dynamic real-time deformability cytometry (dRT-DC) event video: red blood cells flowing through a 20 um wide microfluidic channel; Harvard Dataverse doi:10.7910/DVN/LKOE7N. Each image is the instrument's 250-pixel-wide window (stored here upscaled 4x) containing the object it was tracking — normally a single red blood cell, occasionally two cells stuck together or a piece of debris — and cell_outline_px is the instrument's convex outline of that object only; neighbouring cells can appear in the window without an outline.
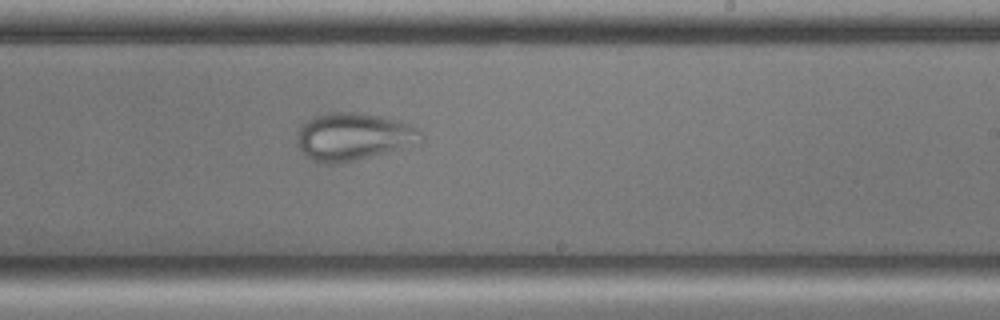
{"species": "common noctule bat (a hibernating species)", "species_latin": "Nyctalus noctula", "temperature_condition": "cold", "stored_images_in_passage": 49, "camera_frame_rate_fps": 3000, "um_per_image_px": 0.085, "animal": {"sex": "male", "body_mass_g": 17.9, "forearm_length_mm": 54.2}, "frame": {"image": 1, "passage_image": 26, "time_ms": 8.333, "image_size_px": [1000, 320], "cell_outline_px": [[424, 140], [420, 144], [336, 164], [316, 164], [304, 156], [296, 140], [296, 132], [312, 116], [332, 112], [352, 112], [380, 116], [396, 120], [408, 124], [416, 128], [424, 136]], "centroid_in_image_um": [30.01, 11.63], "position_along_channel_um": 259.0, "area_um2": 34.51}}